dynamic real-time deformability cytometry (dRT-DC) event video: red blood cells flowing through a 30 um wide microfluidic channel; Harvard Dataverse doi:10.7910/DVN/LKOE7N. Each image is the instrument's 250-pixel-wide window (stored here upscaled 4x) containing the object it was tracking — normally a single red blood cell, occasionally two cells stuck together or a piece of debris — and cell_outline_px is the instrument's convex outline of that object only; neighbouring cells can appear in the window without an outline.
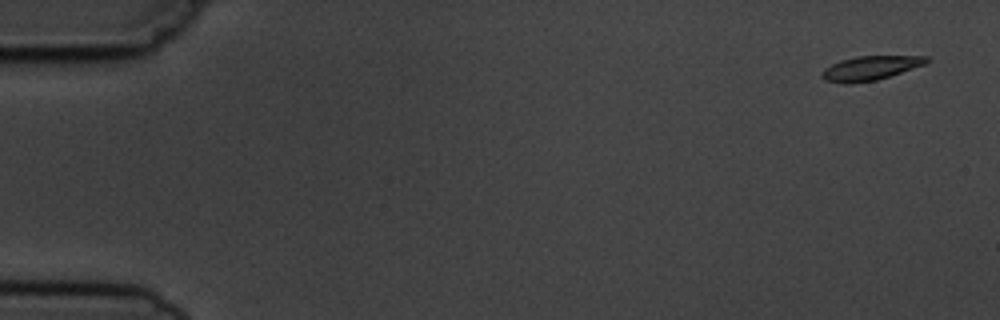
{"species": "common noctule bat (a hibernating species)", "species_latin": "Nyctalus noctula", "temperature_condition": "cold", "stored_images_in_passage": 5, "camera_frame_rate_fps": 3000, "um_per_image_px": 0.085, "animal": {"sex": "male", "body_mass_g": 19.5, "forearm_length_mm": 54.6}, "frame": {"image": 1, "passage_image": 1, "time_ms": 0.0, "image_size_px": [1000, 320], "cell_outline_px": [[932, 60], [924, 64], [876, 80], [848, 84], [844, 84], [824, 80], [820, 76], [820, 72], [824, 68], [840, 60], [856, 56], [928, 56]], "centroid_in_image_um": [73.92, 5.78], "position_along_channel_um": 11.1, "area_um2": 14.74}}
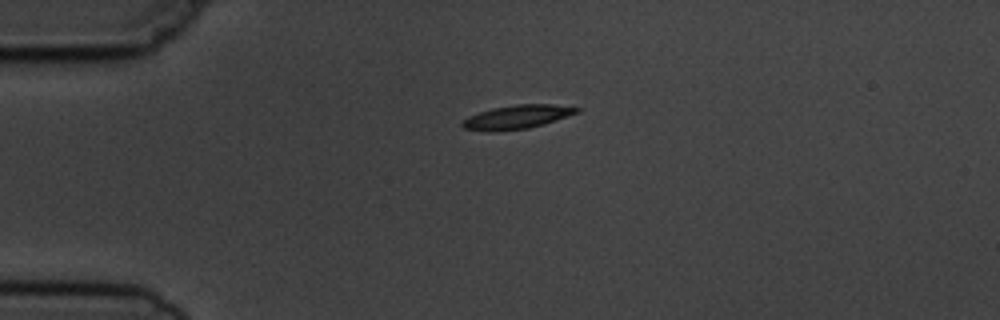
{"frame": {"image": 2, "passage_image": 4, "time_ms": 3.667, "image_size_px": [1000, 320], "cell_outline_px": [[580, 112], [544, 124], [528, 128], [496, 132], [488, 132], [464, 128], [460, 124], [468, 116], [492, 108], [516, 104], [552, 104], [580, 108]], "centroid_in_image_um": [43.94, 9.95], "position_along_channel_um": 41.1, "area_um2": 15.9}}